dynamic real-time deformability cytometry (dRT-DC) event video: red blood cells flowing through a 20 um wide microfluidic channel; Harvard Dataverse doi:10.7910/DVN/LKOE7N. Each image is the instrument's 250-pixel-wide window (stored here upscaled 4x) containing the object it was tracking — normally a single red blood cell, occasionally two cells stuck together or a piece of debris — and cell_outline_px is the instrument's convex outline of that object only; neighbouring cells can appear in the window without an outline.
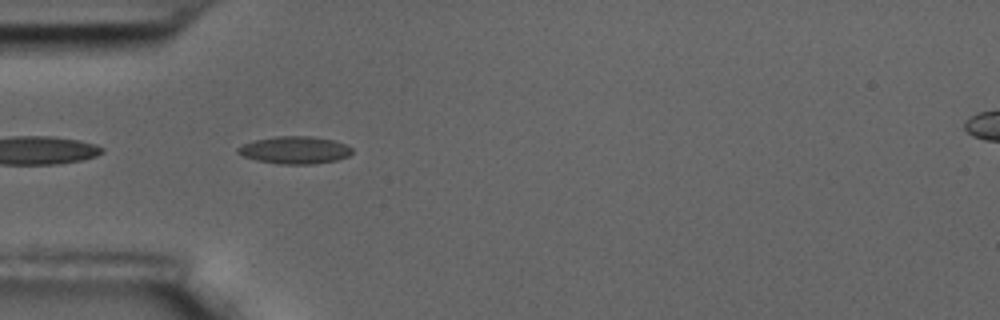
{"species": "common noctule bat (a hibernating species)", "species_latin": "Nyctalus noctula", "temperature_condition": "room temperature", "stored_images_in_passage": 6, "camera_frame_rate_fps": 3000, "um_per_image_px": 0.085, "animal": {"sex": "male", "body_mass_g": 17.5, "forearm_length_mm": 52.3}, "frame": {"image": 1, "passage_image": 5, "time_ms": 1.333, "image_size_px": [1000, 320], "cell_outline_px": [[352, 152], [348, 156], [336, 160], [312, 164], [280, 164], [256, 160], [240, 156], [236, 152], [236, 148], [244, 144], [256, 140], [276, 136], [312, 136], [332, 140], [344, 144], [352, 148]], "centroid_in_image_um": [25.02, 12.76], "position_along_channel_um": 60.0, "area_um2": 18.21}}